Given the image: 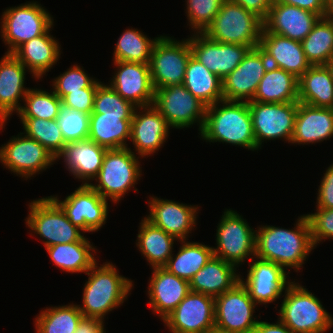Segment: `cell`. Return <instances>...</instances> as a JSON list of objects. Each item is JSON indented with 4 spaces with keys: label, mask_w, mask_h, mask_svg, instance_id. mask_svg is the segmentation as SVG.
<instances>
[{
    "label": "cell",
    "mask_w": 333,
    "mask_h": 333,
    "mask_svg": "<svg viewBox=\"0 0 333 333\" xmlns=\"http://www.w3.org/2000/svg\"><path fill=\"white\" fill-rule=\"evenodd\" d=\"M183 85L206 106L223 100L222 79L192 55L187 62Z\"/></svg>",
    "instance_id": "cell-36"
},
{
    "label": "cell",
    "mask_w": 333,
    "mask_h": 333,
    "mask_svg": "<svg viewBox=\"0 0 333 333\" xmlns=\"http://www.w3.org/2000/svg\"><path fill=\"white\" fill-rule=\"evenodd\" d=\"M37 1L9 7L2 13L1 39L12 54L25 42L43 35L53 24V16Z\"/></svg>",
    "instance_id": "cell-8"
},
{
    "label": "cell",
    "mask_w": 333,
    "mask_h": 333,
    "mask_svg": "<svg viewBox=\"0 0 333 333\" xmlns=\"http://www.w3.org/2000/svg\"><path fill=\"white\" fill-rule=\"evenodd\" d=\"M199 135L206 142H222L257 150L248 102L223 99L207 106Z\"/></svg>",
    "instance_id": "cell-2"
},
{
    "label": "cell",
    "mask_w": 333,
    "mask_h": 333,
    "mask_svg": "<svg viewBox=\"0 0 333 333\" xmlns=\"http://www.w3.org/2000/svg\"><path fill=\"white\" fill-rule=\"evenodd\" d=\"M45 250L56 267L68 273H86L97 262V248L90 241L57 244Z\"/></svg>",
    "instance_id": "cell-35"
},
{
    "label": "cell",
    "mask_w": 333,
    "mask_h": 333,
    "mask_svg": "<svg viewBox=\"0 0 333 333\" xmlns=\"http://www.w3.org/2000/svg\"><path fill=\"white\" fill-rule=\"evenodd\" d=\"M139 157L131 148L107 149L101 169L90 186L104 199L118 203L142 176Z\"/></svg>",
    "instance_id": "cell-5"
},
{
    "label": "cell",
    "mask_w": 333,
    "mask_h": 333,
    "mask_svg": "<svg viewBox=\"0 0 333 333\" xmlns=\"http://www.w3.org/2000/svg\"><path fill=\"white\" fill-rule=\"evenodd\" d=\"M20 121L23 124V133L38 141L57 159L67 144L62 136L57 120L20 118Z\"/></svg>",
    "instance_id": "cell-41"
},
{
    "label": "cell",
    "mask_w": 333,
    "mask_h": 333,
    "mask_svg": "<svg viewBox=\"0 0 333 333\" xmlns=\"http://www.w3.org/2000/svg\"><path fill=\"white\" fill-rule=\"evenodd\" d=\"M298 81L294 74L269 66L252 101L262 103L298 102Z\"/></svg>",
    "instance_id": "cell-33"
},
{
    "label": "cell",
    "mask_w": 333,
    "mask_h": 333,
    "mask_svg": "<svg viewBox=\"0 0 333 333\" xmlns=\"http://www.w3.org/2000/svg\"><path fill=\"white\" fill-rule=\"evenodd\" d=\"M298 102L333 108V78L326 65L311 66L299 78Z\"/></svg>",
    "instance_id": "cell-34"
},
{
    "label": "cell",
    "mask_w": 333,
    "mask_h": 333,
    "mask_svg": "<svg viewBox=\"0 0 333 333\" xmlns=\"http://www.w3.org/2000/svg\"><path fill=\"white\" fill-rule=\"evenodd\" d=\"M287 5L297 6L301 9L318 14L320 17L328 16L325 0H275Z\"/></svg>",
    "instance_id": "cell-50"
},
{
    "label": "cell",
    "mask_w": 333,
    "mask_h": 333,
    "mask_svg": "<svg viewBox=\"0 0 333 333\" xmlns=\"http://www.w3.org/2000/svg\"><path fill=\"white\" fill-rule=\"evenodd\" d=\"M132 118L91 113L88 138L107 149L126 148L130 140Z\"/></svg>",
    "instance_id": "cell-31"
},
{
    "label": "cell",
    "mask_w": 333,
    "mask_h": 333,
    "mask_svg": "<svg viewBox=\"0 0 333 333\" xmlns=\"http://www.w3.org/2000/svg\"><path fill=\"white\" fill-rule=\"evenodd\" d=\"M55 161L51 152L23 132L0 147V162L4 168L25 180L50 168Z\"/></svg>",
    "instance_id": "cell-13"
},
{
    "label": "cell",
    "mask_w": 333,
    "mask_h": 333,
    "mask_svg": "<svg viewBox=\"0 0 333 333\" xmlns=\"http://www.w3.org/2000/svg\"><path fill=\"white\" fill-rule=\"evenodd\" d=\"M113 63L117 69L108 84L136 107L153 105L155 90L149 64L126 61Z\"/></svg>",
    "instance_id": "cell-20"
},
{
    "label": "cell",
    "mask_w": 333,
    "mask_h": 333,
    "mask_svg": "<svg viewBox=\"0 0 333 333\" xmlns=\"http://www.w3.org/2000/svg\"><path fill=\"white\" fill-rule=\"evenodd\" d=\"M296 221L294 229L257 227L255 257L274 262L285 271L294 268L298 272L315 246L305 214Z\"/></svg>",
    "instance_id": "cell-1"
},
{
    "label": "cell",
    "mask_w": 333,
    "mask_h": 333,
    "mask_svg": "<svg viewBox=\"0 0 333 333\" xmlns=\"http://www.w3.org/2000/svg\"><path fill=\"white\" fill-rule=\"evenodd\" d=\"M319 18L316 13L273 0L263 24L270 33L302 42Z\"/></svg>",
    "instance_id": "cell-25"
},
{
    "label": "cell",
    "mask_w": 333,
    "mask_h": 333,
    "mask_svg": "<svg viewBox=\"0 0 333 333\" xmlns=\"http://www.w3.org/2000/svg\"><path fill=\"white\" fill-rule=\"evenodd\" d=\"M56 120L66 143L88 138L90 114L62 105Z\"/></svg>",
    "instance_id": "cell-44"
},
{
    "label": "cell",
    "mask_w": 333,
    "mask_h": 333,
    "mask_svg": "<svg viewBox=\"0 0 333 333\" xmlns=\"http://www.w3.org/2000/svg\"><path fill=\"white\" fill-rule=\"evenodd\" d=\"M139 111V112H138ZM141 111V112H140ZM170 126L153 106L136 107L131 121L130 141L136 156L141 158L156 153L169 137Z\"/></svg>",
    "instance_id": "cell-22"
},
{
    "label": "cell",
    "mask_w": 333,
    "mask_h": 333,
    "mask_svg": "<svg viewBox=\"0 0 333 333\" xmlns=\"http://www.w3.org/2000/svg\"><path fill=\"white\" fill-rule=\"evenodd\" d=\"M245 10L255 13L263 21L268 17L273 0H232Z\"/></svg>",
    "instance_id": "cell-51"
},
{
    "label": "cell",
    "mask_w": 333,
    "mask_h": 333,
    "mask_svg": "<svg viewBox=\"0 0 333 333\" xmlns=\"http://www.w3.org/2000/svg\"><path fill=\"white\" fill-rule=\"evenodd\" d=\"M149 215L146 219L153 225L180 240H188L197 222L198 205H187L173 200L150 196Z\"/></svg>",
    "instance_id": "cell-21"
},
{
    "label": "cell",
    "mask_w": 333,
    "mask_h": 333,
    "mask_svg": "<svg viewBox=\"0 0 333 333\" xmlns=\"http://www.w3.org/2000/svg\"><path fill=\"white\" fill-rule=\"evenodd\" d=\"M178 240L145 217L140 222L136 246L151 268H162L173 254V244Z\"/></svg>",
    "instance_id": "cell-32"
},
{
    "label": "cell",
    "mask_w": 333,
    "mask_h": 333,
    "mask_svg": "<svg viewBox=\"0 0 333 333\" xmlns=\"http://www.w3.org/2000/svg\"><path fill=\"white\" fill-rule=\"evenodd\" d=\"M153 106L166 119L171 129L189 128L197 123L200 133L203 127L207 106L183 84L156 89Z\"/></svg>",
    "instance_id": "cell-11"
},
{
    "label": "cell",
    "mask_w": 333,
    "mask_h": 333,
    "mask_svg": "<svg viewBox=\"0 0 333 333\" xmlns=\"http://www.w3.org/2000/svg\"><path fill=\"white\" fill-rule=\"evenodd\" d=\"M104 322L102 319L83 316L74 333H106Z\"/></svg>",
    "instance_id": "cell-52"
},
{
    "label": "cell",
    "mask_w": 333,
    "mask_h": 333,
    "mask_svg": "<svg viewBox=\"0 0 333 333\" xmlns=\"http://www.w3.org/2000/svg\"><path fill=\"white\" fill-rule=\"evenodd\" d=\"M263 27V20L255 13L232 0H224L203 34L220 43L240 44L252 49L259 46Z\"/></svg>",
    "instance_id": "cell-6"
},
{
    "label": "cell",
    "mask_w": 333,
    "mask_h": 333,
    "mask_svg": "<svg viewBox=\"0 0 333 333\" xmlns=\"http://www.w3.org/2000/svg\"><path fill=\"white\" fill-rule=\"evenodd\" d=\"M82 317L74 303L46 307L35 317V333H74Z\"/></svg>",
    "instance_id": "cell-39"
},
{
    "label": "cell",
    "mask_w": 333,
    "mask_h": 333,
    "mask_svg": "<svg viewBox=\"0 0 333 333\" xmlns=\"http://www.w3.org/2000/svg\"><path fill=\"white\" fill-rule=\"evenodd\" d=\"M237 266L212 256L190 280V291L217 297L240 282Z\"/></svg>",
    "instance_id": "cell-30"
},
{
    "label": "cell",
    "mask_w": 333,
    "mask_h": 333,
    "mask_svg": "<svg viewBox=\"0 0 333 333\" xmlns=\"http://www.w3.org/2000/svg\"><path fill=\"white\" fill-rule=\"evenodd\" d=\"M323 175L317 190L316 207L333 209V163Z\"/></svg>",
    "instance_id": "cell-49"
},
{
    "label": "cell",
    "mask_w": 333,
    "mask_h": 333,
    "mask_svg": "<svg viewBox=\"0 0 333 333\" xmlns=\"http://www.w3.org/2000/svg\"><path fill=\"white\" fill-rule=\"evenodd\" d=\"M97 261L85 274L88 276L83 288L82 304H77L84 317L105 319L112 310L120 307L129 292L133 289V281L119 274L112 262Z\"/></svg>",
    "instance_id": "cell-3"
},
{
    "label": "cell",
    "mask_w": 333,
    "mask_h": 333,
    "mask_svg": "<svg viewBox=\"0 0 333 333\" xmlns=\"http://www.w3.org/2000/svg\"><path fill=\"white\" fill-rule=\"evenodd\" d=\"M253 333H294L279 318L276 323L258 321Z\"/></svg>",
    "instance_id": "cell-53"
},
{
    "label": "cell",
    "mask_w": 333,
    "mask_h": 333,
    "mask_svg": "<svg viewBox=\"0 0 333 333\" xmlns=\"http://www.w3.org/2000/svg\"><path fill=\"white\" fill-rule=\"evenodd\" d=\"M269 66V62L259 46L250 49L242 62L222 79L223 99L252 101L257 86Z\"/></svg>",
    "instance_id": "cell-18"
},
{
    "label": "cell",
    "mask_w": 333,
    "mask_h": 333,
    "mask_svg": "<svg viewBox=\"0 0 333 333\" xmlns=\"http://www.w3.org/2000/svg\"><path fill=\"white\" fill-rule=\"evenodd\" d=\"M147 295L152 313L161 321L169 315L190 292L189 281L171 274L165 268H152Z\"/></svg>",
    "instance_id": "cell-24"
},
{
    "label": "cell",
    "mask_w": 333,
    "mask_h": 333,
    "mask_svg": "<svg viewBox=\"0 0 333 333\" xmlns=\"http://www.w3.org/2000/svg\"><path fill=\"white\" fill-rule=\"evenodd\" d=\"M257 150L262 143L280 139L288 144L294 132L298 102L262 103L249 101Z\"/></svg>",
    "instance_id": "cell-12"
},
{
    "label": "cell",
    "mask_w": 333,
    "mask_h": 333,
    "mask_svg": "<svg viewBox=\"0 0 333 333\" xmlns=\"http://www.w3.org/2000/svg\"><path fill=\"white\" fill-rule=\"evenodd\" d=\"M162 321L171 333H206L215 328V298L190 291Z\"/></svg>",
    "instance_id": "cell-16"
},
{
    "label": "cell",
    "mask_w": 333,
    "mask_h": 333,
    "mask_svg": "<svg viewBox=\"0 0 333 333\" xmlns=\"http://www.w3.org/2000/svg\"><path fill=\"white\" fill-rule=\"evenodd\" d=\"M251 262L247 270V278L240 276V282L247 289L252 300L257 305H267L280 299L292 282V280L289 281L291 278L288 275L289 270L287 272L278 264L257 257H254Z\"/></svg>",
    "instance_id": "cell-17"
},
{
    "label": "cell",
    "mask_w": 333,
    "mask_h": 333,
    "mask_svg": "<svg viewBox=\"0 0 333 333\" xmlns=\"http://www.w3.org/2000/svg\"><path fill=\"white\" fill-rule=\"evenodd\" d=\"M0 59V130L7 120L21 109L27 91L24 82L27 68L13 55L4 53Z\"/></svg>",
    "instance_id": "cell-23"
},
{
    "label": "cell",
    "mask_w": 333,
    "mask_h": 333,
    "mask_svg": "<svg viewBox=\"0 0 333 333\" xmlns=\"http://www.w3.org/2000/svg\"><path fill=\"white\" fill-rule=\"evenodd\" d=\"M159 37L149 39L142 31L132 27L124 30L115 44L112 61L149 64L153 46Z\"/></svg>",
    "instance_id": "cell-40"
},
{
    "label": "cell",
    "mask_w": 333,
    "mask_h": 333,
    "mask_svg": "<svg viewBox=\"0 0 333 333\" xmlns=\"http://www.w3.org/2000/svg\"><path fill=\"white\" fill-rule=\"evenodd\" d=\"M326 66L330 70L331 76L333 78V57L327 62Z\"/></svg>",
    "instance_id": "cell-55"
},
{
    "label": "cell",
    "mask_w": 333,
    "mask_h": 333,
    "mask_svg": "<svg viewBox=\"0 0 333 333\" xmlns=\"http://www.w3.org/2000/svg\"><path fill=\"white\" fill-rule=\"evenodd\" d=\"M192 56L220 79L230 74L244 59L249 46L220 43L203 33L189 37Z\"/></svg>",
    "instance_id": "cell-19"
},
{
    "label": "cell",
    "mask_w": 333,
    "mask_h": 333,
    "mask_svg": "<svg viewBox=\"0 0 333 333\" xmlns=\"http://www.w3.org/2000/svg\"><path fill=\"white\" fill-rule=\"evenodd\" d=\"M206 333H232V332H225V331L219 330L217 328H214Z\"/></svg>",
    "instance_id": "cell-56"
},
{
    "label": "cell",
    "mask_w": 333,
    "mask_h": 333,
    "mask_svg": "<svg viewBox=\"0 0 333 333\" xmlns=\"http://www.w3.org/2000/svg\"><path fill=\"white\" fill-rule=\"evenodd\" d=\"M216 232L214 256L237 267L255 257L256 230L237 211L225 209Z\"/></svg>",
    "instance_id": "cell-9"
},
{
    "label": "cell",
    "mask_w": 333,
    "mask_h": 333,
    "mask_svg": "<svg viewBox=\"0 0 333 333\" xmlns=\"http://www.w3.org/2000/svg\"><path fill=\"white\" fill-rule=\"evenodd\" d=\"M28 205L26 226L42 238L45 248L57 244L89 241L83 234L85 232L69 221L61 207L50 196L35 199Z\"/></svg>",
    "instance_id": "cell-7"
},
{
    "label": "cell",
    "mask_w": 333,
    "mask_h": 333,
    "mask_svg": "<svg viewBox=\"0 0 333 333\" xmlns=\"http://www.w3.org/2000/svg\"><path fill=\"white\" fill-rule=\"evenodd\" d=\"M136 106L122 98L109 84L101 82L96 89L92 113L133 116Z\"/></svg>",
    "instance_id": "cell-43"
},
{
    "label": "cell",
    "mask_w": 333,
    "mask_h": 333,
    "mask_svg": "<svg viewBox=\"0 0 333 333\" xmlns=\"http://www.w3.org/2000/svg\"><path fill=\"white\" fill-rule=\"evenodd\" d=\"M24 106L17 113L19 118L57 119L62 100L54 91L48 92L38 88H30L23 100Z\"/></svg>",
    "instance_id": "cell-42"
},
{
    "label": "cell",
    "mask_w": 333,
    "mask_h": 333,
    "mask_svg": "<svg viewBox=\"0 0 333 333\" xmlns=\"http://www.w3.org/2000/svg\"><path fill=\"white\" fill-rule=\"evenodd\" d=\"M259 48L264 52L270 66L281 68L297 78L311 67L300 41L270 33L264 27Z\"/></svg>",
    "instance_id": "cell-26"
},
{
    "label": "cell",
    "mask_w": 333,
    "mask_h": 333,
    "mask_svg": "<svg viewBox=\"0 0 333 333\" xmlns=\"http://www.w3.org/2000/svg\"><path fill=\"white\" fill-rule=\"evenodd\" d=\"M50 197L61 207L69 221L85 233L97 232L106 223L108 200L90 185H80L63 201L56 195Z\"/></svg>",
    "instance_id": "cell-14"
},
{
    "label": "cell",
    "mask_w": 333,
    "mask_h": 333,
    "mask_svg": "<svg viewBox=\"0 0 333 333\" xmlns=\"http://www.w3.org/2000/svg\"><path fill=\"white\" fill-rule=\"evenodd\" d=\"M329 15L333 14V0H325Z\"/></svg>",
    "instance_id": "cell-54"
},
{
    "label": "cell",
    "mask_w": 333,
    "mask_h": 333,
    "mask_svg": "<svg viewBox=\"0 0 333 333\" xmlns=\"http://www.w3.org/2000/svg\"><path fill=\"white\" fill-rule=\"evenodd\" d=\"M191 55L189 37L179 41L174 37L161 35L153 46L149 63L154 90L183 84Z\"/></svg>",
    "instance_id": "cell-10"
},
{
    "label": "cell",
    "mask_w": 333,
    "mask_h": 333,
    "mask_svg": "<svg viewBox=\"0 0 333 333\" xmlns=\"http://www.w3.org/2000/svg\"><path fill=\"white\" fill-rule=\"evenodd\" d=\"M315 248L325 239H333V209L316 207L315 213L305 215ZM319 243V244H318Z\"/></svg>",
    "instance_id": "cell-47"
},
{
    "label": "cell",
    "mask_w": 333,
    "mask_h": 333,
    "mask_svg": "<svg viewBox=\"0 0 333 333\" xmlns=\"http://www.w3.org/2000/svg\"><path fill=\"white\" fill-rule=\"evenodd\" d=\"M301 44L311 66L326 65L333 57V15L320 17Z\"/></svg>",
    "instance_id": "cell-38"
},
{
    "label": "cell",
    "mask_w": 333,
    "mask_h": 333,
    "mask_svg": "<svg viewBox=\"0 0 333 333\" xmlns=\"http://www.w3.org/2000/svg\"><path fill=\"white\" fill-rule=\"evenodd\" d=\"M177 254H172L163 267L171 274L190 282L193 276L207 264L214 255L213 247L200 242L180 240Z\"/></svg>",
    "instance_id": "cell-37"
},
{
    "label": "cell",
    "mask_w": 333,
    "mask_h": 333,
    "mask_svg": "<svg viewBox=\"0 0 333 333\" xmlns=\"http://www.w3.org/2000/svg\"><path fill=\"white\" fill-rule=\"evenodd\" d=\"M332 137L333 108L315 107L298 102L290 144H316Z\"/></svg>",
    "instance_id": "cell-28"
},
{
    "label": "cell",
    "mask_w": 333,
    "mask_h": 333,
    "mask_svg": "<svg viewBox=\"0 0 333 333\" xmlns=\"http://www.w3.org/2000/svg\"><path fill=\"white\" fill-rule=\"evenodd\" d=\"M96 78L90 77L80 65H72L52 80V90L62 100L68 93L90 87Z\"/></svg>",
    "instance_id": "cell-46"
},
{
    "label": "cell",
    "mask_w": 333,
    "mask_h": 333,
    "mask_svg": "<svg viewBox=\"0 0 333 333\" xmlns=\"http://www.w3.org/2000/svg\"><path fill=\"white\" fill-rule=\"evenodd\" d=\"M106 151L107 148L87 138L68 142L57 161L63 158L66 169L74 179L82 180V185H90L101 169Z\"/></svg>",
    "instance_id": "cell-27"
},
{
    "label": "cell",
    "mask_w": 333,
    "mask_h": 333,
    "mask_svg": "<svg viewBox=\"0 0 333 333\" xmlns=\"http://www.w3.org/2000/svg\"><path fill=\"white\" fill-rule=\"evenodd\" d=\"M257 306L239 282L215 297V328L232 333H253L259 321L253 315Z\"/></svg>",
    "instance_id": "cell-15"
},
{
    "label": "cell",
    "mask_w": 333,
    "mask_h": 333,
    "mask_svg": "<svg viewBox=\"0 0 333 333\" xmlns=\"http://www.w3.org/2000/svg\"><path fill=\"white\" fill-rule=\"evenodd\" d=\"M188 26L194 33H203L214 20L224 0H185Z\"/></svg>",
    "instance_id": "cell-45"
},
{
    "label": "cell",
    "mask_w": 333,
    "mask_h": 333,
    "mask_svg": "<svg viewBox=\"0 0 333 333\" xmlns=\"http://www.w3.org/2000/svg\"><path fill=\"white\" fill-rule=\"evenodd\" d=\"M54 24L43 34L25 42L12 54L29 70L35 80L47 76L61 55L59 41L51 35Z\"/></svg>",
    "instance_id": "cell-29"
},
{
    "label": "cell",
    "mask_w": 333,
    "mask_h": 333,
    "mask_svg": "<svg viewBox=\"0 0 333 333\" xmlns=\"http://www.w3.org/2000/svg\"><path fill=\"white\" fill-rule=\"evenodd\" d=\"M282 297L278 317L294 333H326L333 327L321 300L298 282H291Z\"/></svg>",
    "instance_id": "cell-4"
},
{
    "label": "cell",
    "mask_w": 333,
    "mask_h": 333,
    "mask_svg": "<svg viewBox=\"0 0 333 333\" xmlns=\"http://www.w3.org/2000/svg\"><path fill=\"white\" fill-rule=\"evenodd\" d=\"M101 83L98 79L88 88L70 92L62 99V105L72 110H78L91 114L93 112L94 98L97 86Z\"/></svg>",
    "instance_id": "cell-48"
}]
</instances>
